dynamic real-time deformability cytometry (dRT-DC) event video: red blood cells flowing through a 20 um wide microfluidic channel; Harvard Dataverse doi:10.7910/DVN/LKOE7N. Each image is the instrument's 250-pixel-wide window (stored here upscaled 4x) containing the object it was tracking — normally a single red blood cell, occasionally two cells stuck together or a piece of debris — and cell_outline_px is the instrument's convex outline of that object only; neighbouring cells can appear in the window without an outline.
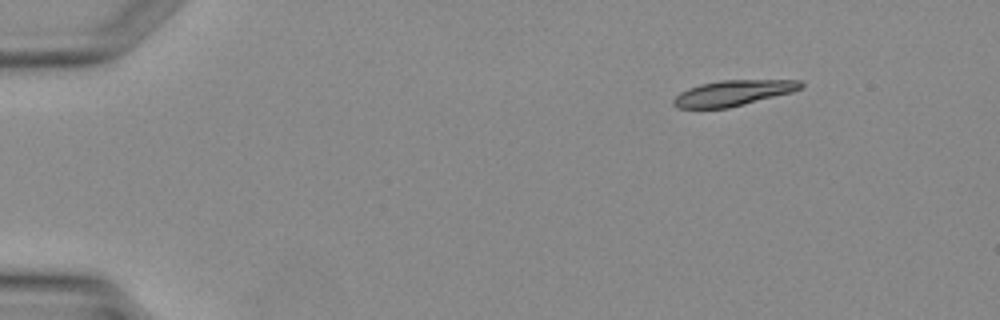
{"species": "Egyptian fruit bat (a non-hibernating species)", "species_latin": "Rousettus aegyptiacus", "temperature_condition": "warm", "stored_images_in_passage": 3, "segment_of_instrument_passage": [1, 2], "camera_frame_rate_fps": 3000, "um_per_image_px": 0.085, "animal": {"sex": "female"}, "frame": {"image": 1, "passage_image": 1, "time_ms": 0.0, "image_size_px": [1000, 320], "cell_outline_px": [[804, 84], [800, 88], [792, 92], [728, 108], [680, 108], [672, 104], [672, 100], [680, 92], [688, 88], [700, 84], [720, 80], [800, 80]], "centroid_in_image_um": [62.29, 7.9], "position_along_channel_um": 22.7, "area_um2": 18.84}}
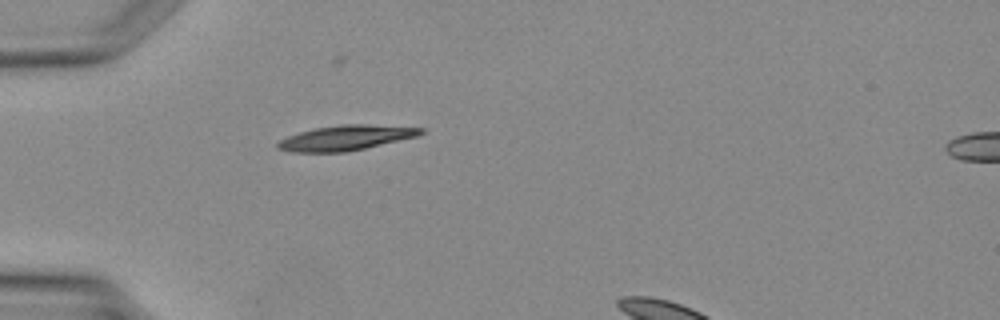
{"frame": {"image": 2, "passage_image": 2, "time_ms": 2.333, "image_size_px": [1000, 320], "cell_outline_px": [[424, 132], [416, 136], [348, 152], [292, 152], [276, 148], [276, 144], [280, 140], [288, 136], [300, 132], [316, 128], [340, 124], [364, 124], [424, 128]], "centroid_in_image_um": [29.36, 11.72], "position_along_channel_um": 55.6, "area_um2": 20.63}}